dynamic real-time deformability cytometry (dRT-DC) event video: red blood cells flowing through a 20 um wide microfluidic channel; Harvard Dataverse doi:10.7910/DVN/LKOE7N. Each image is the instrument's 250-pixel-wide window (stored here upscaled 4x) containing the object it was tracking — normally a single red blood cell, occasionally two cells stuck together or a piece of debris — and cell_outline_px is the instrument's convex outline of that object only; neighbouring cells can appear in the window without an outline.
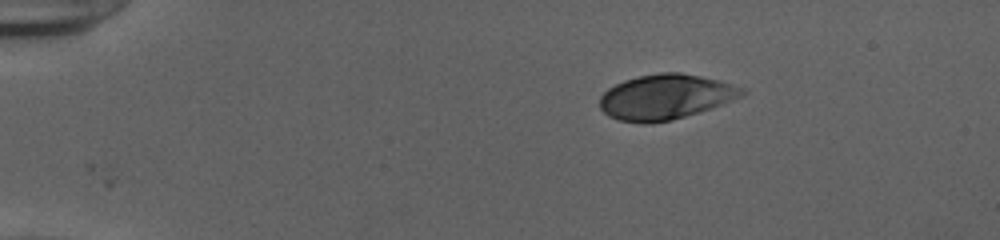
{"species": "human", "species_latin": "Homo sapiens", "temperature_condition": "cold", "stored_images_in_passage": 45, "camera_frame_rate_fps": 3000, "um_per_image_px": 0.085, "donor": {"sex": "female"}, "frame": {"image": 1, "passage_image": 1, "time_ms": 0.0, "image_size_px": [1000, 240], "cell_outline_px": [[744, 92], [740, 96], [732, 100], [712, 108], [700, 112], [672, 120], [648, 124], [644, 124], [620, 120], [608, 116], [600, 108], [600, 96], [608, 88], [624, 80], [640, 76], [660, 72], [680, 72], [700, 76], [716, 80], [740, 88]], "centroid_in_image_um": [56.5, 8.25], "position_along_channel_um": 28.5, "area_um2": 36.99}}
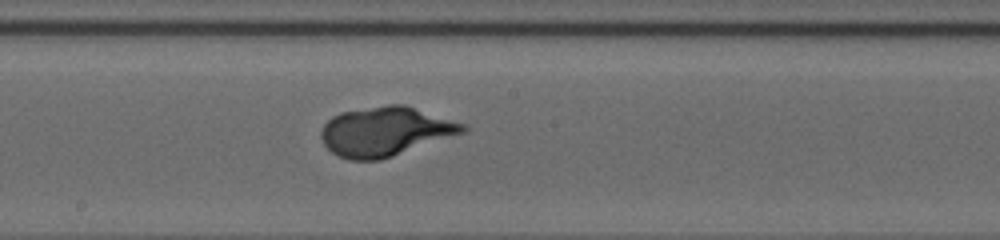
{"frame": {"image": 2, "passage_image": 22, "time_ms": 7.0, "image_size_px": [1000, 240], "cell_outline_px": [[468, 132], [380, 160], [352, 160], [340, 156], [332, 152], [324, 144], [320, 136], [320, 132], [324, 124], [332, 116], [340, 112], [388, 104], [404, 104], [468, 124]], "centroid_in_image_um": [32.81, 11.16], "position_along_channel_um": 215.4, "area_um2": 40.98}}
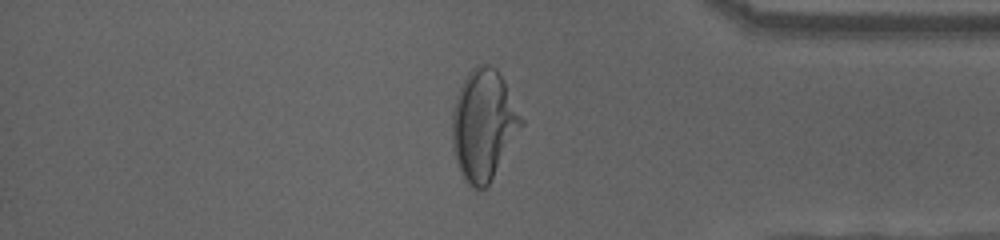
{"frame": {"image": 3, "passage_image": 37, "time_ms": 12.0, "image_size_px": [1000, 240], "cell_outline_px": [[524, 124], [488, 184], [484, 188], [472, 188], [464, 180], [452, 144], [452, 112], [460, 88], [468, 72], [476, 64], [488, 64], [496, 68], [504, 80], [524, 120]], "centroid_in_image_um": [41.12, 10.57], "position_along_channel_um": 394.1, "area_um2": 43.99}, "authors_computed_cell_mechanics": {"area_um2": 39.1884, "velocity_mm_per_s": 3.893, "shape_relaxation_time_tau1_ms": 3.484, "shape_relaxation_time_tau2_ms": null, "deformation_change_tau1": 0.1961, "deformation_change_tau2": null}}